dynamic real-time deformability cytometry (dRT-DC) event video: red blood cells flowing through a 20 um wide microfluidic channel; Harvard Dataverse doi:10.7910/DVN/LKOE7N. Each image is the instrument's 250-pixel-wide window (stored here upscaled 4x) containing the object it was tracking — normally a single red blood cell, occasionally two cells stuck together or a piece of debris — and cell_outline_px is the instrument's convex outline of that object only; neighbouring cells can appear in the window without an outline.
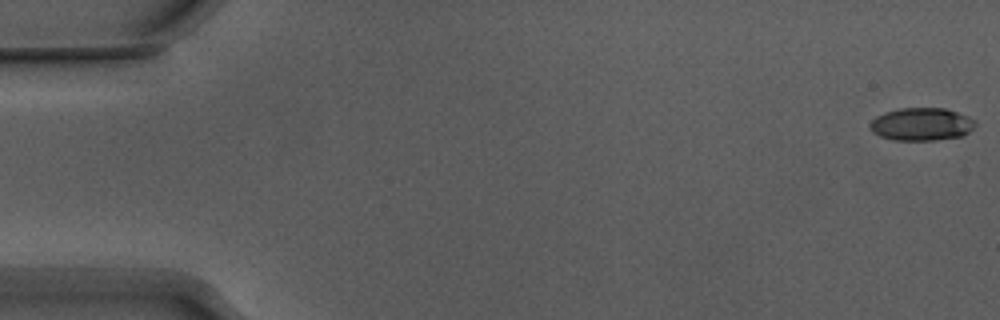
{"species": "Egyptian fruit bat (a non-hibernating species)", "species_latin": "Rousettus aegyptiacus", "temperature_condition": "warm", "stored_images_in_passage": 53, "camera_frame_rate_fps": 3000, "um_per_image_px": 0.085, "animal": {"sex": "male"}, "frame": {"image": 1, "passage_image": 1, "time_ms": 0.0, "image_size_px": [1000, 320], "cell_outline_px": [[976, 124], [964, 136], [936, 140], [892, 140], [880, 136], [872, 132], [868, 128], [868, 124], [876, 116], [884, 112], [900, 108], [944, 108], [968, 116], [976, 120]], "centroid_in_image_um": [78.3, 10.56], "position_along_channel_um": 6.7, "area_um2": 20.35}}
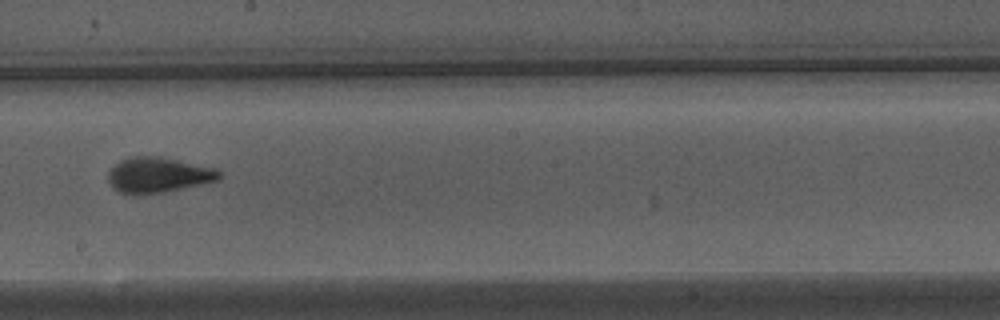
{"frame": {"image": 2, "passage_image": 31, "time_ms": 10.0, "image_size_px": [1000, 320], "cell_outline_px": [[220, 176], [216, 180], [200, 184], [164, 192], [136, 196], [120, 192], [108, 180], [108, 172], [120, 160], [132, 156], [160, 156], [216, 168], [220, 172]], "centroid_in_image_um": [13.42, 14.87], "position_along_channel_um": 234.8, "area_um2": 22.77}}
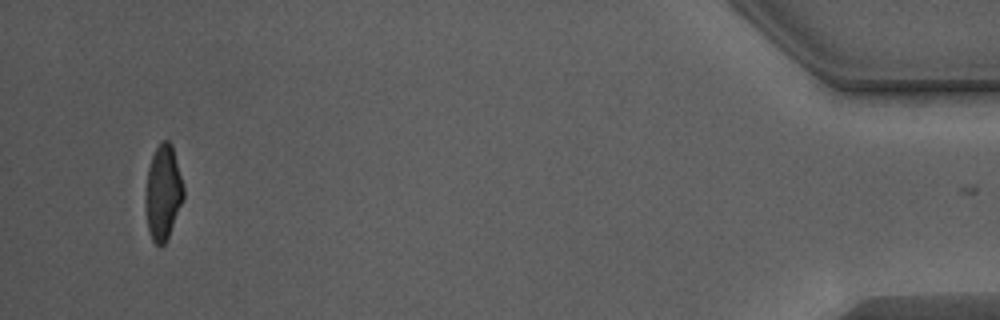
{"frame": {"image": 3, "passage_image": 52, "time_ms": 17.0, "image_size_px": [1000, 320], "cell_outline_px": [[184, 196], [168, 236], [164, 244], [160, 248], [152, 240], [148, 232], [148, 168], [152, 156], [156, 148], [164, 140], [168, 140], [172, 144], [184, 188]], "centroid_in_image_um": [13.9, 16.36], "position_along_channel_um": 421.3, "area_um2": 20.0}, "authors_computed_cell_mechanics": {"area_um2": 21.7906, "velocity_mm_per_s": 3.8516, "shape_relaxation_time_tau1_ms": 4.2972, "shape_relaxation_time_tau2_ms": 1.3239, "deformation_change_tau1": 0.1811, "deformation_change_tau2": 0.0759}}